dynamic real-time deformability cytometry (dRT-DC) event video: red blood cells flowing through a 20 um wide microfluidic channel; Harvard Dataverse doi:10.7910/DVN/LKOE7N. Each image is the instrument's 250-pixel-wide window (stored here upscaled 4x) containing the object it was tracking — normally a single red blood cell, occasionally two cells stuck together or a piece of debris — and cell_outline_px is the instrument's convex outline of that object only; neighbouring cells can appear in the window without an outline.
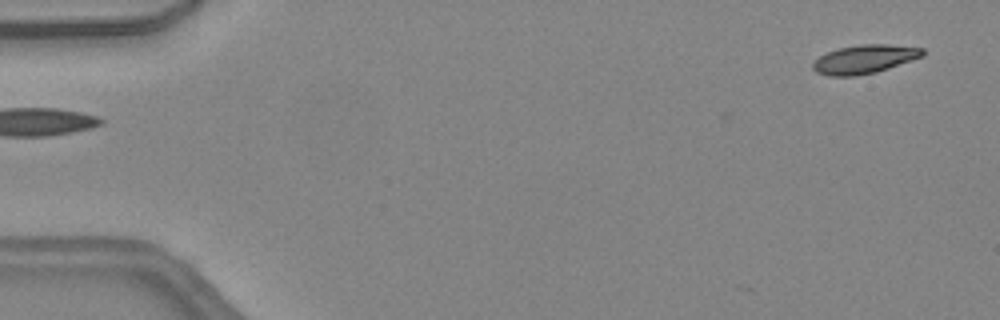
{"species": "common noctule bat (a hibernating species)", "species_latin": "Nyctalus noctula", "temperature_condition": "warm", "stored_images_in_passage": 5, "camera_frame_rate_fps": 3000, "um_per_image_px": 0.085, "animal": {"sex": "female", "body_mass_g": 24.6, "forearm_length_mm": 56.2}, "frame": {"image": 1, "passage_image": 1, "time_ms": 0.0, "image_size_px": [1000, 320], "cell_outline_px": [[924, 56], [876, 72], [856, 76], [828, 76], [816, 72], [812, 68], [812, 64], [820, 56], [828, 52], [840, 48], [860, 44], [888, 44], [924, 48]], "centroid_in_image_um": [73.49, 5.03], "position_along_channel_um": 11.5, "area_um2": 18.26}}